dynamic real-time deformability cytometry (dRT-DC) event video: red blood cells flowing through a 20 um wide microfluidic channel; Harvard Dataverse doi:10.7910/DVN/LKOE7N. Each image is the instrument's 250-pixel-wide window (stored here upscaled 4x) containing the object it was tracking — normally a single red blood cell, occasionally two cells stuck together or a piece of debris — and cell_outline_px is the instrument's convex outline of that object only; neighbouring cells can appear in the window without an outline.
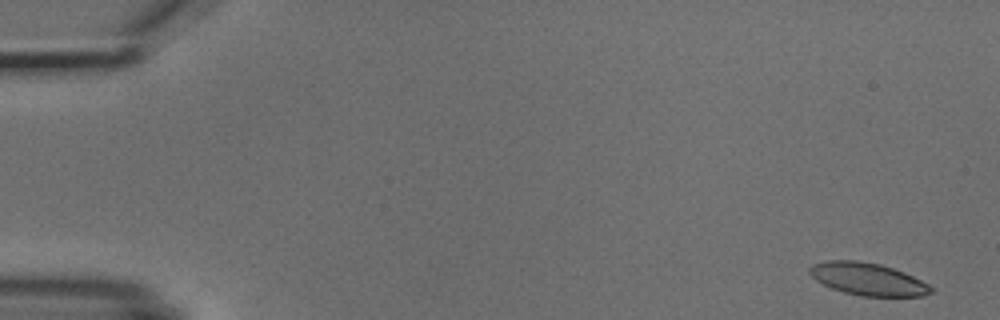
{"species": "common noctule bat (a hibernating species)", "species_latin": "Nyctalus noctula", "temperature_condition": "cold", "stored_images_in_passage": 6, "segment_of_instrument_passage": [1, 2], "camera_frame_rate_fps": 3000, "um_per_image_px": 0.085, "animal": {"sex": "male", "body_mass_g": 18.8}, "frame": {"image": 1, "passage_image": 1, "time_ms": 0.0, "image_size_px": [1000, 320], "cell_outline_px": [[932, 292], [924, 296], [860, 296], [844, 292], [832, 288], [816, 280], [808, 272], [808, 268], [812, 264], [828, 260], [856, 260], [880, 264], [904, 272], [928, 284], [932, 288]], "centroid_in_image_um": [73.74, 23.72], "position_along_channel_um": 11.3, "area_um2": 22.83}}
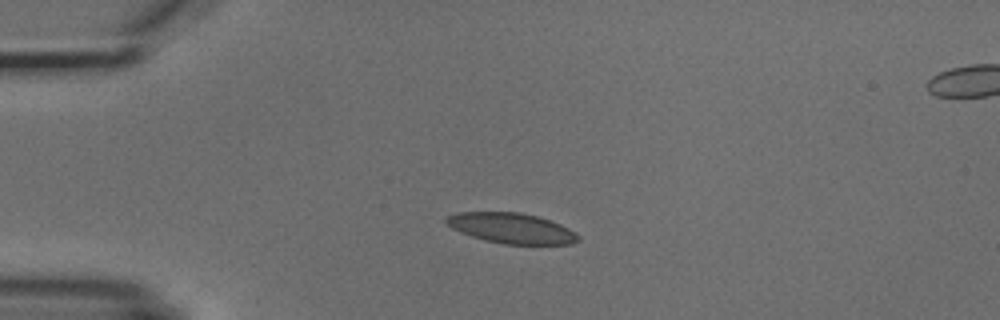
{"frame": {"image": 2, "passage_image": 4, "time_ms": 3.667, "image_size_px": [1000, 320], "cell_outline_px": [[580, 240], [572, 244], [504, 244], [484, 240], [460, 232], [452, 228], [444, 220], [448, 216], [456, 212], [520, 212], [536, 216], [560, 224], [576, 232], [580, 236]], "centroid_in_image_um": [43.49, 19.4], "position_along_channel_um": 41.5, "area_um2": 23.29}}